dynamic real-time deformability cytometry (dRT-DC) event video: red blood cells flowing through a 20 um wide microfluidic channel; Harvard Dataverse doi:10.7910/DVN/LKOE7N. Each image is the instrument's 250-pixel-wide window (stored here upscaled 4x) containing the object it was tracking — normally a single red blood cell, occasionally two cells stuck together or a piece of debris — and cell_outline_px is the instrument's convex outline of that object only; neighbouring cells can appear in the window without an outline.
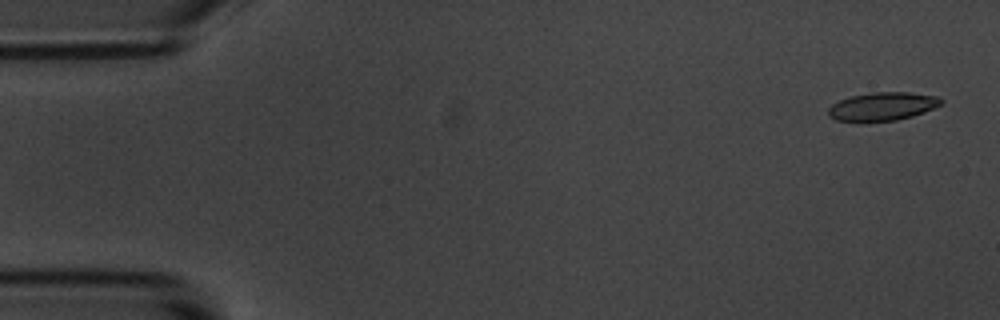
{"species": "common noctule bat (a hibernating species)", "species_latin": "Nyctalus noctula", "temperature_condition": "room temperature", "stored_images_in_passage": 4, "camera_frame_rate_fps": 3000, "um_per_image_px": 0.085, "animal": {"sex": "male", "body_mass_g": 20.1, "forearm_length_mm": 53.5}, "frame": {"image": 1, "passage_image": 1, "time_ms": 0.0, "image_size_px": [1000, 320], "cell_outline_px": [[944, 100], [940, 104], [924, 112], [912, 116], [896, 120], [860, 124], [836, 120], [828, 116], [828, 108], [832, 104], [848, 96], [872, 92], [908, 92], [940, 96]], "centroid_in_image_um": [74.95, 9.07], "position_along_channel_um": 10.1, "area_um2": 19.25}}
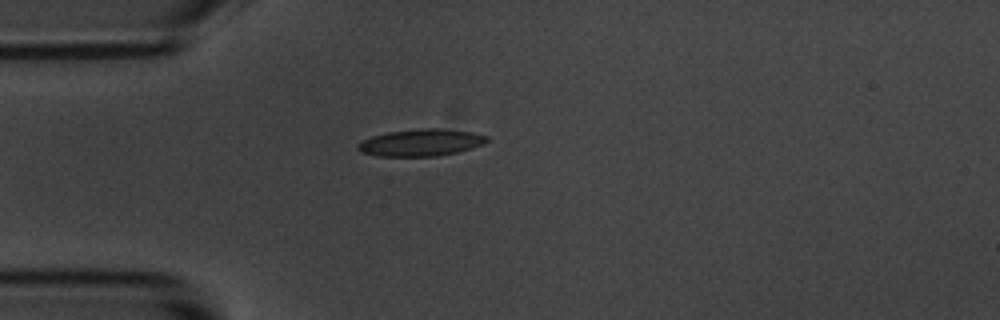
{"frame": {"image": 2, "passage_image": 4, "time_ms": 4.333, "image_size_px": [1000, 320], "cell_outline_px": [[488, 140], [484, 144], [456, 152], [436, 156], [376, 156], [360, 152], [356, 148], [356, 144], [372, 136], [388, 132], [424, 128], [440, 128], [472, 132], [488, 136]], "centroid_in_image_um": [35.76, 12.12], "position_along_channel_um": 49.2, "area_um2": 20.23}}